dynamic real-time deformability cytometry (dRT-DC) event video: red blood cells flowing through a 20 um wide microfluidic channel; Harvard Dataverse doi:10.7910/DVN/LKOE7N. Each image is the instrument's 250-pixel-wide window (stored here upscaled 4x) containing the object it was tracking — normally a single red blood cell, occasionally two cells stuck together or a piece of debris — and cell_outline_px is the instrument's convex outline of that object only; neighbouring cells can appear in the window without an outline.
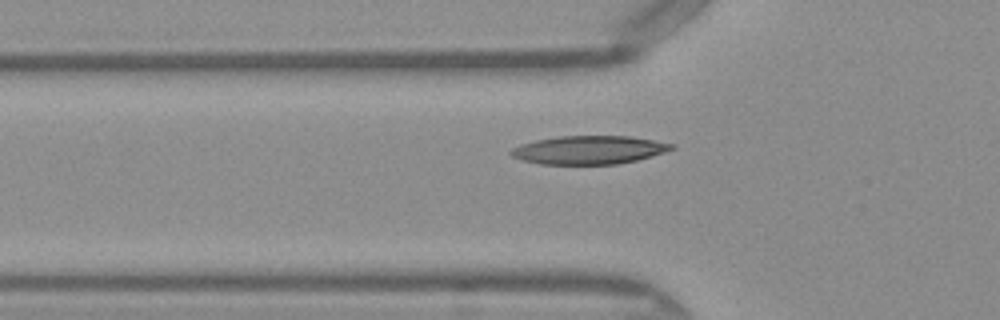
{"species": "Egyptian fruit bat (a non-hibernating species)", "species_latin": "Rousettus aegyptiacus", "temperature_condition": "warm", "stored_images_in_passage": 50, "camera_frame_rate_fps": 3000, "um_per_image_px": 0.085, "frame": {"image": 1, "passage_image": 17, "time_ms": 5.333, "image_size_px": [1000, 320], "cell_outline_px": [[676, 148], [652, 156], [636, 160], [616, 164], [540, 164], [524, 160], [512, 156], [508, 152], [512, 148], [520, 144], [536, 140], [560, 136], [632, 136], [676, 144]], "centroid_in_image_um": [50.09, 12.74], "position_along_channel_um": 75.7, "area_um2": 26.59}}
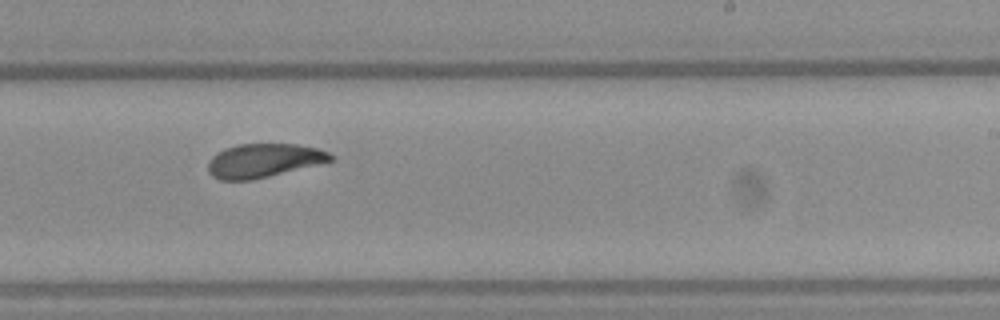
{"frame": {"image": 2, "passage_image": 31, "time_ms": 10.0, "image_size_px": [1000, 320], "cell_outline_px": [[336, 160], [252, 180], [220, 180], [212, 176], [208, 172], [208, 160], [212, 156], [224, 148], [240, 144], [296, 144], [316, 148], [328, 152]], "centroid_in_image_um": [22.39, 13.65], "position_along_channel_um": 266.6, "area_um2": 24.1}}
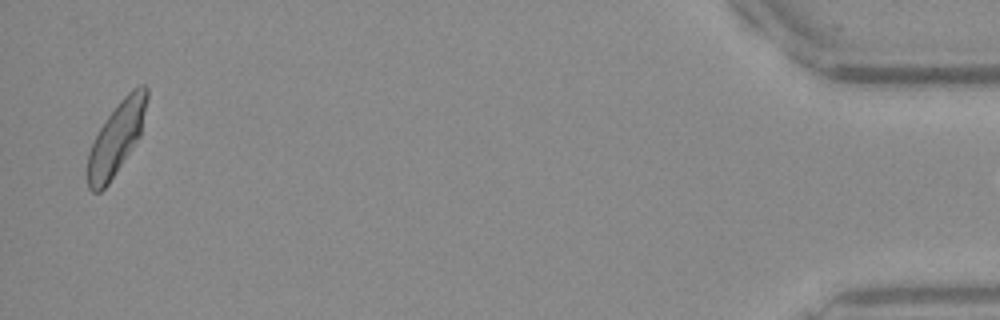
{"frame": {"image": 3, "passage_image": 49, "time_ms": 16.0, "image_size_px": [1000, 320], "cell_outline_px": [[148, 96], [140, 136], [108, 184], [100, 192], [92, 192], [88, 188], [88, 152], [100, 128], [108, 116], [120, 100], [132, 88], [140, 84], [144, 84], [148, 88]], "centroid_in_image_um": [9.91, 11.72], "position_along_channel_um": 425.3, "area_um2": 24.57}}